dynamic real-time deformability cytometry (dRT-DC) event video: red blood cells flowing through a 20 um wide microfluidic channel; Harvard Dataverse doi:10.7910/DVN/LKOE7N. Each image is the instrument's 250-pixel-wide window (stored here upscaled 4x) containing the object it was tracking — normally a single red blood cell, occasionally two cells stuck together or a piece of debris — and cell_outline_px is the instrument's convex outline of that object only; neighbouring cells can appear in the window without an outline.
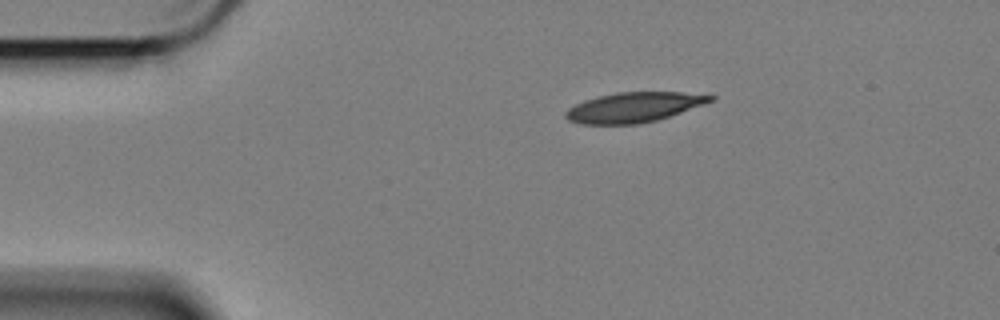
{"species": "Egyptian fruit bat (a non-hibernating species)", "species_latin": "Rousettus aegyptiacus", "temperature_condition": "cold", "stored_images_in_passage": 49, "camera_frame_rate_fps": 3000, "um_per_image_px": 0.085, "animal": {"sex": "female"}, "frame": {"image": 1, "passage_image": 1, "time_ms": 0.0, "image_size_px": [1000, 320], "cell_outline_px": [[716, 100], [656, 120], [640, 124], [580, 124], [568, 120], [564, 116], [564, 112], [568, 108], [584, 100], [596, 96], [616, 92], [684, 92], [716, 96]], "centroid_in_image_um": [53.85, 9.11], "position_along_channel_um": 31.2, "area_um2": 25.32}}
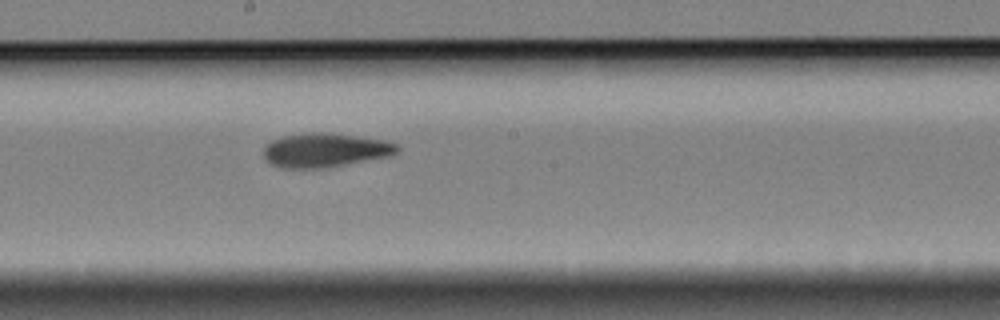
{"frame": {"image": 2, "passage_image": 22, "time_ms": 7.0, "image_size_px": [1000, 320], "cell_outline_px": [[400, 148], [392, 156], [328, 168], [280, 168], [264, 160], [264, 144], [280, 136], [312, 132], [328, 132], [388, 140], [400, 144]], "centroid_in_image_um": [27.66, 12.76], "position_along_channel_um": 220.5, "area_um2": 27.22}}
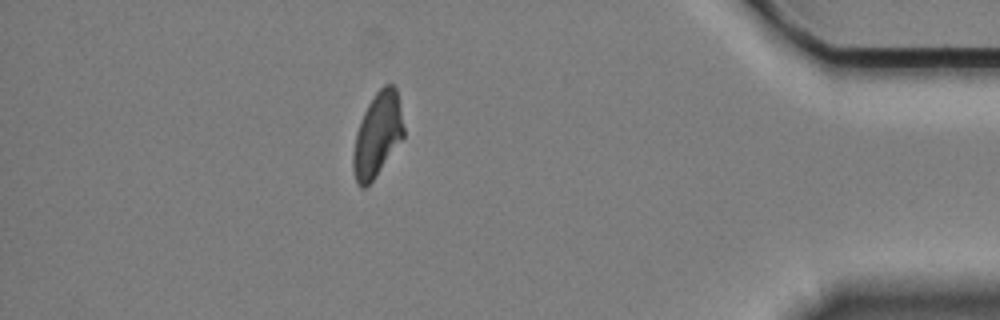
{"frame": {"image": 3, "passage_image": 42, "time_ms": 13.667, "image_size_px": [1000, 320], "cell_outline_px": [[404, 136], [372, 180], [364, 188], [360, 188], [356, 184], [352, 168], [352, 152], [356, 132], [364, 112], [368, 104], [376, 92], [384, 84], [392, 84], [396, 88], [404, 128]], "centroid_in_image_um": [32.05, 11.46], "position_along_channel_um": 403.2, "area_um2": 24.45}, "authors_computed_cell_mechanics": {"area_um2": 25.9522, "velocity_mm_per_s": 3.371, "shape_relaxation_time_tau1_ms": 7.5935, "shape_relaxation_time_tau2_ms": 5.0233, "deformation_change_tau1": 0.1705, "deformation_change_tau2": 0.1248}}